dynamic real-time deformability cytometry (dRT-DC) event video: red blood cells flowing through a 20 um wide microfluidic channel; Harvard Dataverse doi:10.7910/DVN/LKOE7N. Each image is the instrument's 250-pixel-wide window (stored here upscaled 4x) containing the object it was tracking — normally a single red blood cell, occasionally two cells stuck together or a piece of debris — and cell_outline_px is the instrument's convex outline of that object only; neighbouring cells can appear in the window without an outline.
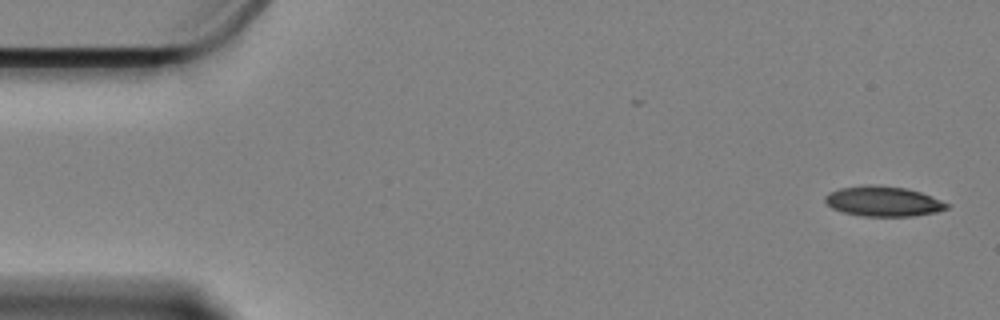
{"species": "Egyptian fruit bat (a non-hibernating species)", "species_latin": "Rousettus aegyptiacus", "temperature_condition": "cold", "stored_images_in_passage": 58, "camera_frame_rate_fps": 3000, "um_per_image_px": 0.085, "animal": {"sex": "female"}, "frame": {"image": 1, "passage_image": 1, "time_ms": 0.0, "image_size_px": [1000, 320], "cell_outline_px": [[952, 204], [948, 208], [936, 212], [912, 216], [864, 216], [844, 212], [832, 208], [824, 200], [824, 196], [840, 188], [872, 184], [904, 188], [920, 192]], "centroid_in_image_um": [75.1, 17.11], "position_along_channel_um": 9.9, "area_um2": 21.15}}
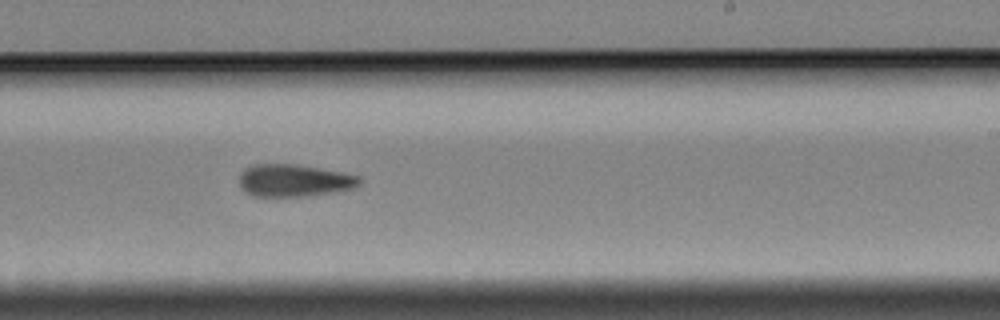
{"frame": {"image": 2, "passage_image": 34, "time_ms": 11.0, "image_size_px": [1000, 320], "cell_outline_px": [[360, 184], [352, 188], [332, 192], [304, 196], [252, 196], [244, 192], [240, 188], [240, 176], [244, 168], [256, 164], [296, 164], [340, 172], [360, 176]], "centroid_in_image_um": [24.95, 15.34], "position_along_channel_um": 264.1, "area_um2": 22.48}}
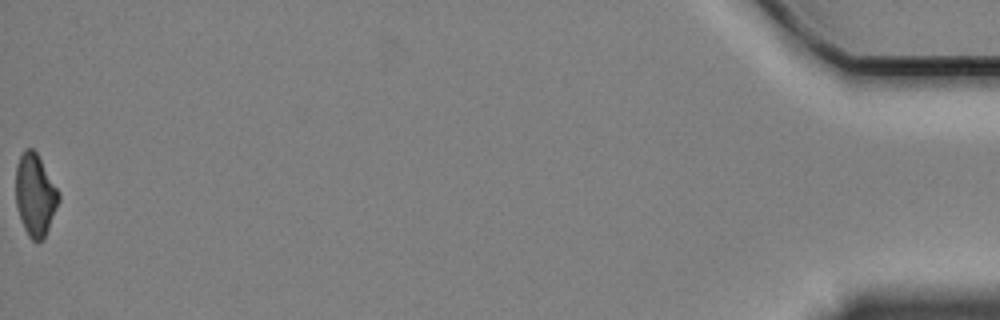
{"frame": {"image": 3, "passage_image": 58, "time_ms": 19.0, "image_size_px": [1000, 320], "cell_outline_px": [[60, 200], [44, 240], [32, 240], [28, 236], [20, 220], [16, 204], [16, 164], [24, 148], [32, 148], [36, 152], [60, 192]], "centroid_in_image_um": [2.99, 16.57], "position_along_channel_um": 432.2, "area_um2": 20.69}}